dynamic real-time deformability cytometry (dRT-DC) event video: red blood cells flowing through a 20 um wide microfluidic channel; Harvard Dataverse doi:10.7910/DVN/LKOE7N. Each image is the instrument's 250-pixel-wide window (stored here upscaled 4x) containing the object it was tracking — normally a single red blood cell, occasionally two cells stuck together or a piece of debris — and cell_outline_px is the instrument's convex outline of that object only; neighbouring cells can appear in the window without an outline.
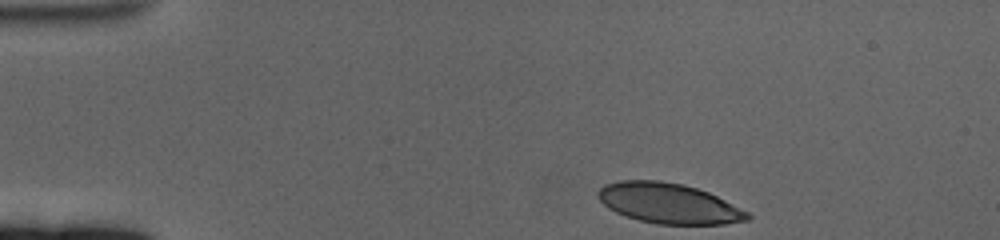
{"species": "human", "species_latin": "Homo sapiens", "temperature_condition": "cold", "stored_images_in_passage": 44, "camera_frame_rate_fps": 3000, "um_per_image_px": 0.085, "donor": {"sex": "female"}, "frame": {"image": 1, "passage_image": 1, "time_ms": 0.0, "image_size_px": [1000, 240], "cell_outline_px": [[752, 216], [748, 220], [724, 224], [656, 224], [624, 216], [608, 208], [596, 196], [596, 192], [604, 184], [620, 180], [660, 180], [684, 184], [708, 192], [748, 212]], "centroid_in_image_um": [56.8, 17.28], "position_along_channel_um": 28.2, "area_um2": 35.08}}
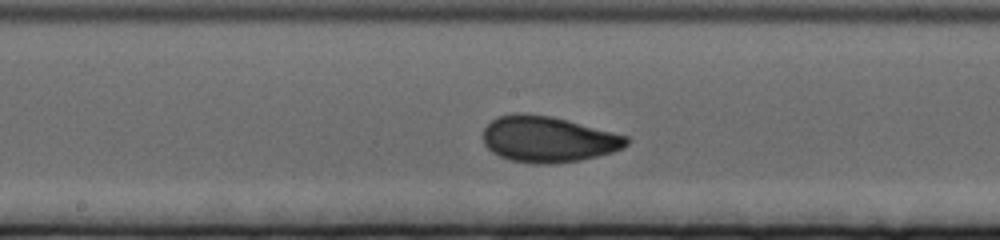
{"frame": {"image": 2, "passage_image": 23, "time_ms": 7.333, "image_size_px": [1000, 240], "cell_outline_px": [[628, 144], [624, 148], [612, 152], [580, 160], [556, 164], [532, 164], [508, 160], [492, 152], [484, 144], [484, 128], [492, 120], [500, 116], [512, 112], [520, 112], [548, 116], [568, 120], [628, 136]], "centroid_in_image_um": [46.58, 11.84], "position_along_channel_um": 201.6, "area_um2": 38.55}}
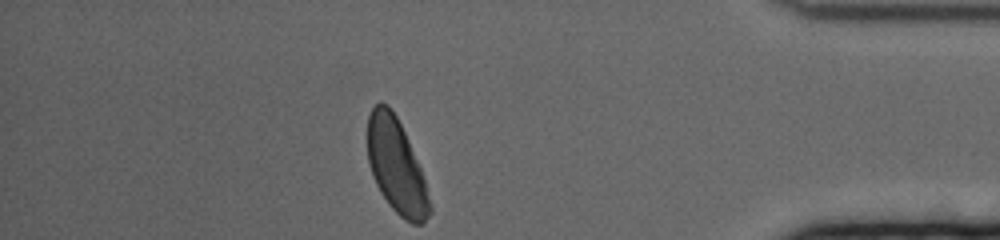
{"frame": {"image": 3, "passage_image": 44, "time_ms": 14.333, "image_size_px": [1000, 240], "cell_outline_px": [[432, 212], [420, 224], [412, 224], [404, 220], [388, 204], [380, 192], [372, 176], [368, 160], [368, 116], [372, 108], [380, 100], [388, 104], [396, 116], [408, 140], [420, 168], [432, 204]], "centroid_in_image_um": [33.68, 14.14], "position_along_channel_um": 401.5, "area_um2": 34.04}, "authors_computed_cell_mechanics": {"area_um2": 36.8186, "velocity_mm_per_s": 3.3488, "shape_relaxation_time_tau1_ms": 3.9249, "shape_relaxation_time_tau2_ms": 0.8311, "deformation_change_tau1": 0.1326, "deformation_change_tau2": 0.0584}}